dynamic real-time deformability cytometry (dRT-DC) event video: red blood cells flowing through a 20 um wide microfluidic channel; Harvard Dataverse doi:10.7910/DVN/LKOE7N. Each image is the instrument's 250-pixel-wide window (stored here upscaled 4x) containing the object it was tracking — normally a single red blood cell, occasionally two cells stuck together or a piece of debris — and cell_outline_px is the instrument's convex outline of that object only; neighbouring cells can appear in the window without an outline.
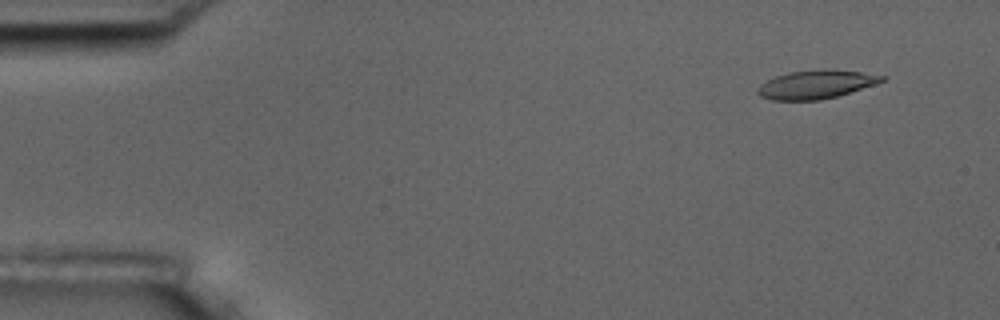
{"species": "common noctule bat (a hibernating species)", "species_latin": "Nyctalus noctula", "temperature_condition": "room temperature", "stored_images_in_passage": 4, "camera_frame_rate_fps": 3000, "um_per_image_px": 0.085, "animal": {"sex": "male", "body_mass_g": 17.5, "forearm_length_mm": 52.3}, "frame": {"image": 1, "passage_image": 1, "time_ms": 0.0, "image_size_px": [1000, 320], "cell_outline_px": [[888, 76], [884, 80], [836, 96], [820, 100], [772, 100], [760, 96], [756, 92], [756, 88], [760, 84], [776, 76], [788, 72], [860, 72]], "centroid_in_image_um": [69.26, 7.22], "position_along_channel_um": 15.7, "area_um2": 19.42}}
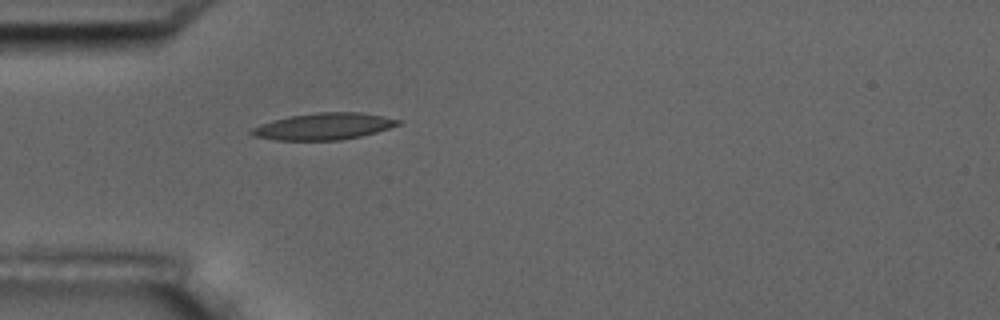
{"frame": {"image": 2, "passage_image": 4, "time_ms": 1.0, "image_size_px": [1000, 320], "cell_outline_px": [[404, 120], [400, 124], [376, 132], [360, 136], [340, 140], [276, 140], [252, 136], [248, 132], [252, 128], [260, 124], [272, 120], [288, 116], [316, 112], [360, 112], [384, 116]], "centroid_in_image_um": [27.5, 10.73], "position_along_channel_um": 57.5, "area_um2": 22.95}}